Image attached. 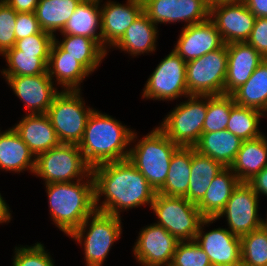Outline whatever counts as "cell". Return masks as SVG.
<instances>
[{"instance_id": "17", "label": "cell", "mask_w": 267, "mask_h": 266, "mask_svg": "<svg viewBox=\"0 0 267 266\" xmlns=\"http://www.w3.org/2000/svg\"><path fill=\"white\" fill-rule=\"evenodd\" d=\"M15 96L23 101L28 115L46 114L54 97L61 91L48 72L34 76H3Z\"/></svg>"}, {"instance_id": "41", "label": "cell", "mask_w": 267, "mask_h": 266, "mask_svg": "<svg viewBox=\"0 0 267 266\" xmlns=\"http://www.w3.org/2000/svg\"><path fill=\"white\" fill-rule=\"evenodd\" d=\"M54 37L41 31L20 40H16L15 48L23 53L36 54V57H49Z\"/></svg>"}, {"instance_id": "42", "label": "cell", "mask_w": 267, "mask_h": 266, "mask_svg": "<svg viewBox=\"0 0 267 266\" xmlns=\"http://www.w3.org/2000/svg\"><path fill=\"white\" fill-rule=\"evenodd\" d=\"M16 40L23 39L33 34H38L42 31L39 22L34 12L30 13H17L16 27H15Z\"/></svg>"}, {"instance_id": "26", "label": "cell", "mask_w": 267, "mask_h": 266, "mask_svg": "<svg viewBox=\"0 0 267 266\" xmlns=\"http://www.w3.org/2000/svg\"><path fill=\"white\" fill-rule=\"evenodd\" d=\"M267 167V136L242 142L237 156L230 169L240 180L248 182Z\"/></svg>"}, {"instance_id": "49", "label": "cell", "mask_w": 267, "mask_h": 266, "mask_svg": "<svg viewBox=\"0 0 267 266\" xmlns=\"http://www.w3.org/2000/svg\"><path fill=\"white\" fill-rule=\"evenodd\" d=\"M267 216V215H266ZM261 227L263 228V230L266 232L267 234V217L266 219H263L262 220V223H261Z\"/></svg>"}, {"instance_id": "24", "label": "cell", "mask_w": 267, "mask_h": 266, "mask_svg": "<svg viewBox=\"0 0 267 266\" xmlns=\"http://www.w3.org/2000/svg\"><path fill=\"white\" fill-rule=\"evenodd\" d=\"M158 32L157 25L142 11L112 48L129 53L133 57L153 53L157 49Z\"/></svg>"}, {"instance_id": "44", "label": "cell", "mask_w": 267, "mask_h": 266, "mask_svg": "<svg viewBox=\"0 0 267 266\" xmlns=\"http://www.w3.org/2000/svg\"><path fill=\"white\" fill-rule=\"evenodd\" d=\"M260 197L267 196V167L247 182Z\"/></svg>"}, {"instance_id": "27", "label": "cell", "mask_w": 267, "mask_h": 266, "mask_svg": "<svg viewBox=\"0 0 267 266\" xmlns=\"http://www.w3.org/2000/svg\"><path fill=\"white\" fill-rule=\"evenodd\" d=\"M242 142L240 138L224 129L202 132L198 143L194 147L199 153L211 157L224 167H230L241 148Z\"/></svg>"}, {"instance_id": "25", "label": "cell", "mask_w": 267, "mask_h": 266, "mask_svg": "<svg viewBox=\"0 0 267 266\" xmlns=\"http://www.w3.org/2000/svg\"><path fill=\"white\" fill-rule=\"evenodd\" d=\"M102 1L82 0L60 33L85 36L94 39L102 47Z\"/></svg>"}, {"instance_id": "3", "label": "cell", "mask_w": 267, "mask_h": 266, "mask_svg": "<svg viewBox=\"0 0 267 266\" xmlns=\"http://www.w3.org/2000/svg\"><path fill=\"white\" fill-rule=\"evenodd\" d=\"M51 219L64 234H72L95 211L94 179L44 185Z\"/></svg>"}, {"instance_id": "33", "label": "cell", "mask_w": 267, "mask_h": 266, "mask_svg": "<svg viewBox=\"0 0 267 266\" xmlns=\"http://www.w3.org/2000/svg\"><path fill=\"white\" fill-rule=\"evenodd\" d=\"M82 0H39L35 15L41 29L53 37L61 32Z\"/></svg>"}, {"instance_id": "22", "label": "cell", "mask_w": 267, "mask_h": 266, "mask_svg": "<svg viewBox=\"0 0 267 266\" xmlns=\"http://www.w3.org/2000/svg\"><path fill=\"white\" fill-rule=\"evenodd\" d=\"M47 72L53 82L61 86V90H81V83L91 73L74 57L68 55L54 40L52 42ZM55 77V78H54ZM56 79V80H55Z\"/></svg>"}, {"instance_id": "15", "label": "cell", "mask_w": 267, "mask_h": 266, "mask_svg": "<svg viewBox=\"0 0 267 266\" xmlns=\"http://www.w3.org/2000/svg\"><path fill=\"white\" fill-rule=\"evenodd\" d=\"M214 221L215 218H204L194 240L206 252L212 266H241L240 237L221 227L203 231Z\"/></svg>"}, {"instance_id": "19", "label": "cell", "mask_w": 267, "mask_h": 266, "mask_svg": "<svg viewBox=\"0 0 267 266\" xmlns=\"http://www.w3.org/2000/svg\"><path fill=\"white\" fill-rule=\"evenodd\" d=\"M105 2L101 5V32L102 48L108 53L143 11V1L127 0L126 4L111 0Z\"/></svg>"}, {"instance_id": "35", "label": "cell", "mask_w": 267, "mask_h": 266, "mask_svg": "<svg viewBox=\"0 0 267 266\" xmlns=\"http://www.w3.org/2000/svg\"><path fill=\"white\" fill-rule=\"evenodd\" d=\"M2 56L8 66L0 70L3 76H34L47 72L49 57H36V54L23 53L15 47L7 50Z\"/></svg>"}, {"instance_id": "6", "label": "cell", "mask_w": 267, "mask_h": 266, "mask_svg": "<svg viewBox=\"0 0 267 266\" xmlns=\"http://www.w3.org/2000/svg\"><path fill=\"white\" fill-rule=\"evenodd\" d=\"M82 90L60 91L46 112L51 125L63 144L78 145L84 134L87 120L94 110L85 105Z\"/></svg>"}, {"instance_id": "30", "label": "cell", "mask_w": 267, "mask_h": 266, "mask_svg": "<svg viewBox=\"0 0 267 266\" xmlns=\"http://www.w3.org/2000/svg\"><path fill=\"white\" fill-rule=\"evenodd\" d=\"M191 162L192 147L179 146L172 155L165 183L157 193L186 198L190 183Z\"/></svg>"}, {"instance_id": "12", "label": "cell", "mask_w": 267, "mask_h": 266, "mask_svg": "<svg viewBox=\"0 0 267 266\" xmlns=\"http://www.w3.org/2000/svg\"><path fill=\"white\" fill-rule=\"evenodd\" d=\"M259 199L247 182H240L215 219L226 217L227 229L238 237L249 234L261 227L263 218L258 214Z\"/></svg>"}, {"instance_id": "32", "label": "cell", "mask_w": 267, "mask_h": 266, "mask_svg": "<svg viewBox=\"0 0 267 266\" xmlns=\"http://www.w3.org/2000/svg\"><path fill=\"white\" fill-rule=\"evenodd\" d=\"M63 40L54 37V41L68 55L74 57L91 74L102 63V59L108 54L94 39L85 36L61 34Z\"/></svg>"}, {"instance_id": "16", "label": "cell", "mask_w": 267, "mask_h": 266, "mask_svg": "<svg viewBox=\"0 0 267 266\" xmlns=\"http://www.w3.org/2000/svg\"><path fill=\"white\" fill-rule=\"evenodd\" d=\"M179 241L155 223L139 231L133 246L136 262L144 266H170Z\"/></svg>"}, {"instance_id": "5", "label": "cell", "mask_w": 267, "mask_h": 266, "mask_svg": "<svg viewBox=\"0 0 267 266\" xmlns=\"http://www.w3.org/2000/svg\"><path fill=\"white\" fill-rule=\"evenodd\" d=\"M121 233V217L95 211L69 236L83 247L86 266H103Z\"/></svg>"}, {"instance_id": "18", "label": "cell", "mask_w": 267, "mask_h": 266, "mask_svg": "<svg viewBox=\"0 0 267 266\" xmlns=\"http://www.w3.org/2000/svg\"><path fill=\"white\" fill-rule=\"evenodd\" d=\"M224 44L216 25L209 18L201 23L183 27L173 50L188 62L215 51Z\"/></svg>"}, {"instance_id": "2", "label": "cell", "mask_w": 267, "mask_h": 266, "mask_svg": "<svg viewBox=\"0 0 267 266\" xmlns=\"http://www.w3.org/2000/svg\"><path fill=\"white\" fill-rule=\"evenodd\" d=\"M132 133V129L114 117L94 109L78 146L91 168L106 162L122 161L128 158Z\"/></svg>"}, {"instance_id": "8", "label": "cell", "mask_w": 267, "mask_h": 266, "mask_svg": "<svg viewBox=\"0 0 267 266\" xmlns=\"http://www.w3.org/2000/svg\"><path fill=\"white\" fill-rule=\"evenodd\" d=\"M150 210L156 218L155 224L162 226L179 242L193 241L204 219L196 204L185 197L155 194Z\"/></svg>"}, {"instance_id": "11", "label": "cell", "mask_w": 267, "mask_h": 266, "mask_svg": "<svg viewBox=\"0 0 267 266\" xmlns=\"http://www.w3.org/2000/svg\"><path fill=\"white\" fill-rule=\"evenodd\" d=\"M142 98L158 101L186 99L188 94L186 83V62L172 50L154 69L146 81Z\"/></svg>"}, {"instance_id": "21", "label": "cell", "mask_w": 267, "mask_h": 266, "mask_svg": "<svg viewBox=\"0 0 267 266\" xmlns=\"http://www.w3.org/2000/svg\"><path fill=\"white\" fill-rule=\"evenodd\" d=\"M12 127L35 156L62 144L46 114H26Z\"/></svg>"}, {"instance_id": "46", "label": "cell", "mask_w": 267, "mask_h": 266, "mask_svg": "<svg viewBox=\"0 0 267 266\" xmlns=\"http://www.w3.org/2000/svg\"><path fill=\"white\" fill-rule=\"evenodd\" d=\"M243 2L256 18H267V0H243Z\"/></svg>"}, {"instance_id": "20", "label": "cell", "mask_w": 267, "mask_h": 266, "mask_svg": "<svg viewBox=\"0 0 267 266\" xmlns=\"http://www.w3.org/2000/svg\"><path fill=\"white\" fill-rule=\"evenodd\" d=\"M228 60L225 94H232L251 77L264 57L247 42L226 44Z\"/></svg>"}, {"instance_id": "34", "label": "cell", "mask_w": 267, "mask_h": 266, "mask_svg": "<svg viewBox=\"0 0 267 266\" xmlns=\"http://www.w3.org/2000/svg\"><path fill=\"white\" fill-rule=\"evenodd\" d=\"M263 112L235 104L231 108L226 130L240 138L242 141L261 137L263 133L259 129Z\"/></svg>"}, {"instance_id": "4", "label": "cell", "mask_w": 267, "mask_h": 266, "mask_svg": "<svg viewBox=\"0 0 267 266\" xmlns=\"http://www.w3.org/2000/svg\"><path fill=\"white\" fill-rule=\"evenodd\" d=\"M137 136V132L133 130L130 143L135 145L129 148L127 159L142 173L155 192H158L165 183L172 155L179 146L158 126L140 140Z\"/></svg>"}, {"instance_id": "29", "label": "cell", "mask_w": 267, "mask_h": 266, "mask_svg": "<svg viewBox=\"0 0 267 266\" xmlns=\"http://www.w3.org/2000/svg\"><path fill=\"white\" fill-rule=\"evenodd\" d=\"M224 168L218 161L192 147L191 175L186 199L197 205L203 199L211 181Z\"/></svg>"}, {"instance_id": "7", "label": "cell", "mask_w": 267, "mask_h": 266, "mask_svg": "<svg viewBox=\"0 0 267 266\" xmlns=\"http://www.w3.org/2000/svg\"><path fill=\"white\" fill-rule=\"evenodd\" d=\"M186 98V101L176 104L158 127L176 145L194 147L203 132L208 96L189 95Z\"/></svg>"}, {"instance_id": "43", "label": "cell", "mask_w": 267, "mask_h": 266, "mask_svg": "<svg viewBox=\"0 0 267 266\" xmlns=\"http://www.w3.org/2000/svg\"><path fill=\"white\" fill-rule=\"evenodd\" d=\"M246 42L253 46L264 59H267V18L255 19L250 37Z\"/></svg>"}, {"instance_id": "39", "label": "cell", "mask_w": 267, "mask_h": 266, "mask_svg": "<svg viewBox=\"0 0 267 266\" xmlns=\"http://www.w3.org/2000/svg\"><path fill=\"white\" fill-rule=\"evenodd\" d=\"M170 266H212L206 252L193 241L177 244Z\"/></svg>"}, {"instance_id": "28", "label": "cell", "mask_w": 267, "mask_h": 266, "mask_svg": "<svg viewBox=\"0 0 267 266\" xmlns=\"http://www.w3.org/2000/svg\"><path fill=\"white\" fill-rule=\"evenodd\" d=\"M240 180L230 167H225L215 178L203 199L196 205L204 218H216L225 207Z\"/></svg>"}, {"instance_id": "9", "label": "cell", "mask_w": 267, "mask_h": 266, "mask_svg": "<svg viewBox=\"0 0 267 266\" xmlns=\"http://www.w3.org/2000/svg\"><path fill=\"white\" fill-rule=\"evenodd\" d=\"M90 172L91 167L85 162L79 146L62 143L36 156L33 174L49 184L79 181Z\"/></svg>"}, {"instance_id": "45", "label": "cell", "mask_w": 267, "mask_h": 266, "mask_svg": "<svg viewBox=\"0 0 267 266\" xmlns=\"http://www.w3.org/2000/svg\"><path fill=\"white\" fill-rule=\"evenodd\" d=\"M17 13L35 12L39 0H4Z\"/></svg>"}, {"instance_id": "14", "label": "cell", "mask_w": 267, "mask_h": 266, "mask_svg": "<svg viewBox=\"0 0 267 266\" xmlns=\"http://www.w3.org/2000/svg\"><path fill=\"white\" fill-rule=\"evenodd\" d=\"M210 19L214 22L225 44L246 42L256 16L243 1L218 2L210 5Z\"/></svg>"}, {"instance_id": "37", "label": "cell", "mask_w": 267, "mask_h": 266, "mask_svg": "<svg viewBox=\"0 0 267 266\" xmlns=\"http://www.w3.org/2000/svg\"><path fill=\"white\" fill-rule=\"evenodd\" d=\"M234 105V98L230 94L208 96V108L203 124V132L226 129L231 108Z\"/></svg>"}, {"instance_id": "31", "label": "cell", "mask_w": 267, "mask_h": 266, "mask_svg": "<svg viewBox=\"0 0 267 266\" xmlns=\"http://www.w3.org/2000/svg\"><path fill=\"white\" fill-rule=\"evenodd\" d=\"M231 95L235 104L259 110L267 115V59H264L246 83Z\"/></svg>"}, {"instance_id": "23", "label": "cell", "mask_w": 267, "mask_h": 266, "mask_svg": "<svg viewBox=\"0 0 267 266\" xmlns=\"http://www.w3.org/2000/svg\"><path fill=\"white\" fill-rule=\"evenodd\" d=\"M35 164L36 156L13 127L0 132V170L34 173Z\"/></svg>"}, {"instance_id": "1", "label": "cell", "mask_w": 267, "mask_h": 266, "mask_svg": "<svg viewBox=\"0 0 267 266\" xmlns=\"http://www.w3.org/2000/svg\"><path fill=\"white\" fill-rule=\"evenodd\" d=\"M91 173L96 211L121 217V212L138 206L151 208L156 192L128 159L99 164Z\"/></svg>"}, {"instance_id": "13", "label": "cell", "mask_w": 267, "mask_h": 266, "mask_svg": "<svg viewBox=\"0 0 267 266\" xmlns=\"http://www.w3.org/2000/svg\"><path fill=\"white\" fill-rule=\"evenodd\" d=\"M143 11L156 25L184 22L185 26L201 23L210 18L207 0H142Z\"/></svg>"}, {"instance_id": "36", "label": "cell", "mask_w": 267, "mask_h": 266, "mask_svg": "<svg viewBox=\"0 0 267 266\" xmlns=\"http://www.w3.org/2000/svg\"><path fill=\"white\" fill-rule=\"evenodd\" d=\"M241 266H267V234L262 227L240 237Z\"/></svg>"}, {"instance_id": "40", "label": "cell", "mask_w": 267, "mask_h": 266, "mask_svg": "<svg viewBox=\"0 0 267 266\" xmlns=\"http://www.w3.org/2000/svg\"><path fill=\"white\" fill-rule=\"evenodd\" d=\"M17 12L5 1H0V55L15 46Z\"/></svg>"}, {"instance_id": "10", "label": "cell", "mask_w": 267, "mask_h": 266, "mask_svg": "<svg viewBox=\"0 0 267 266\" xmlns=\"http://www.w3.org/2000/svg\"><path fill=\"white\" fill-rule=\"evenodd\" d=\"M227 46L186 62V83L189 95L225 94Z\"/></svg>"}, {"instance_id": "47", "label": "cell", "mask_w": 267, "mask_h": 266, "mask_svg": "<svg viewBox=\"0 0 267 266\" xmlns=\"http://www.w3.org/2000/svg\"><path fill=\"white\" fill-rule=\"evenodd\" d=\"M10 207L0 193V224L9 223L12 219Z\"/></svg>"}, {"instance_id": "48", "label": "cell", "mask_w": 267, "mask_h": 266, "mask_svg": "<svg viewBox=\"0 0 267 266\" xmlns=\"http://www.w3.org/2000/svg\"><path fill=\"white\" fill-rule=\"evenodd\" d=\"M210 5L218 3V2H232V1H243V0H207Z\"/></svg>"}, {"instance_id": "38", "label": "cell", "mask_w": 267, "mask_h": 266, "mask_svg": "<svg viewBox=\"0 0 267 266\" xmlns=\"http://www.w3.org/2000/svg\"><path fill=\"white\" fill-rule=\"evenodd\" d=\"M45 248L41 242L33 246H15L12 266H55L50 252Z\"/></svg>"}]
</instances>
